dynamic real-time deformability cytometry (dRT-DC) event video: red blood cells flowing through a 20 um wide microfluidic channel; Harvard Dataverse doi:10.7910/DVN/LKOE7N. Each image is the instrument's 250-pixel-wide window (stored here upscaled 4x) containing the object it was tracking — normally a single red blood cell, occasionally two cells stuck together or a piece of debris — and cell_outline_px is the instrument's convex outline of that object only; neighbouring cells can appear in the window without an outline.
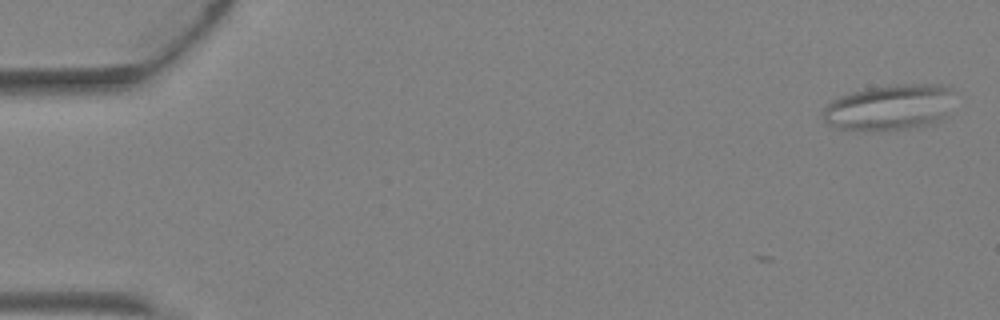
{"species": "Egyptian fruit bat (a non-hibernating species)", "species_latin": "Rousettus aegyptiacus", "temperature_condition": "warm", "stored_images_in_passage": 3, "segment_of_instrument_passage": [2, 2], "camera_frame_rate_fps": 3000, "um_per_image_px": 0.085, "animal": {"sex": "female"}, "frame": {"image": 1, "passage_image": 3, "time_ms": 0.667, "image_size_px": [1000, 320], "cell_outline_px": [[956, 92], [944, 116], [936, 124], [920, 128], [836, 128], [828, 124], [824, 120], [820, 112], [832, 100], [840, 96], [852, 92], [868, 88], [904, 84], [940, 84], [952, 88]], "centroid_in_image_um": [75.67, 9.1], "position_along_channel_um": 9.3, "area_um2": 34.68}}